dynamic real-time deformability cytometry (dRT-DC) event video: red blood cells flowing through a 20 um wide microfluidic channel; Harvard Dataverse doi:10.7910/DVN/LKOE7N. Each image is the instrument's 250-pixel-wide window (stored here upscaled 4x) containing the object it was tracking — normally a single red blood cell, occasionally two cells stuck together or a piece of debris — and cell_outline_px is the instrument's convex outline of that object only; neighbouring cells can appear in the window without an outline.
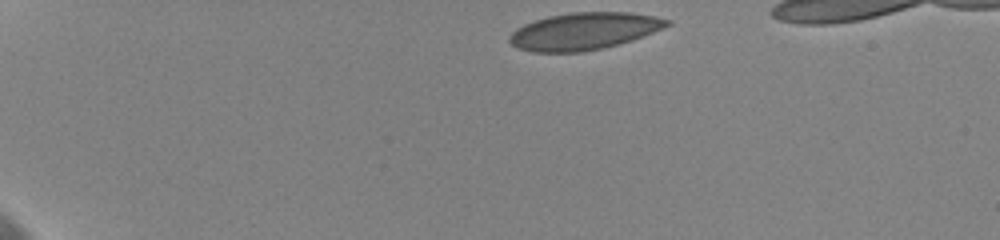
{"species": "human", "species_latin": "Homo sapiens", "temperature_condition": "cold", "stored_images_in_passage": 34, "camera_frame_rate_fps": 3000, "um_per_image_px": 0.085, "donor": {"sex": "female"}, "frame": {"image": 1, "passage_image": 1, "time_ms": 0.0, "image_size_px": [1000, 240], "cell_outline_px": [[672, 24], [664, 28], [632, 40], [600, 48], [580, 52], [532, 52], [520, 48], [512, 44], [508, 40], [508, 36], [516, 28], [524, 24], [548, 16], [572, 12], [628, 12], [652, 16], [672, 20]], "centroid_in_image_um": [49.64, 2.64], "position_along_channel_um": 35.4, "area_um2": 33.87}}
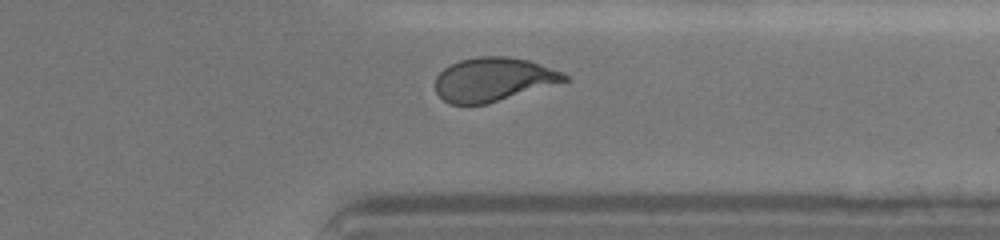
{"frame": {"image": 2, "passage_image": 30, "time_ms": 11.667, "image_size_px": [1000, 240], "cell_outline_px": [[568, 80], [488, 104], [448, 104], [436, 92], [436, 76], [444, 68], [460, 60], [476, 56], [508, 56], [528, 60], [564, 72], [568, 76]], "centroid_in_image_um": [41.92, 6.75], "position_along_channel_um": 369.5, "area_um2": 32.83}}
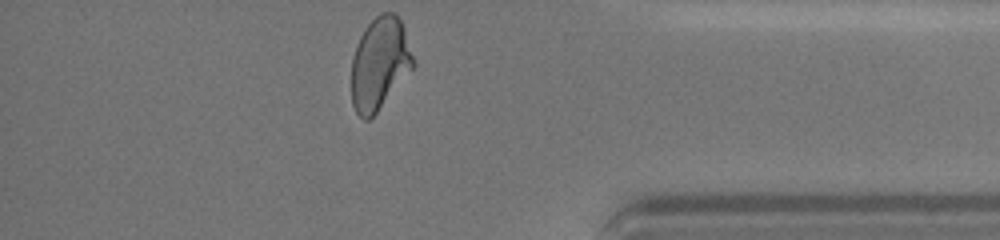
{"frame": {"image": 3, "passage_image": 33, "time_ms": 13.0, "image_size_px": [1000, 240], "cell_outline_px": [[416, 64], [376, 112], [368, 120], [364, 120], [356, 112], [352, 104], [352, 56], [356, 44], [360, 36], [368, 24], [380, 12], [396, 12], [404, 28]], "centroid_in_image_um": [32.27, 5.37], "position_along_channel_um": 402.9, "area_um2": 33.0}, "authors_computed_cell_mechanics": {"area_um2": 33.9575, "velocity_mm_per_s": 3.5933, "shape_relaxation_time_tau1_ms": 5.4633, "shape_relaxation_time_tau2_ms": null, "deformation_change_tau1": 0.1444, "deformation_change_tau2": null}}